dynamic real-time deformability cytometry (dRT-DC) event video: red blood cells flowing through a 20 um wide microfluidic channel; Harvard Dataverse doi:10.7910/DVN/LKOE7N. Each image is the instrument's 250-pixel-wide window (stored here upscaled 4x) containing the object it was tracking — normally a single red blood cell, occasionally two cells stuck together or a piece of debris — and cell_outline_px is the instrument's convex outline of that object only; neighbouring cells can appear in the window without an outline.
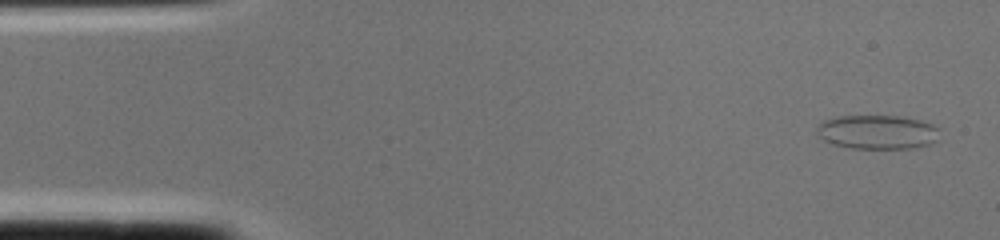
{"species": "common noctule bat (a hibernating species)", "species_latin": "Nyctalus noctula", "temperature_condition": "cold", "stored_images_in_passage": 2, "camera_frame_rate_fps": 3000, "um_per_image_px": 0.085, "animal": {"sex": "female", "body_mass_g": 22.0, "forearm_length_mm": 56.7}, "frame": {"image": 1, "passage_image": 1, "time_ms": 0.0, "image_size_px": [1000, 240], "cell_outline_px": [[940, 128], [936, 140], [928, 144], [912, 148], [852, 148], [832, 144], [824, 140], [816, 132], [816, 128], [824, 120], [840, 116], [900, 116], [920, 120], [932, 124]], "centroid_in_image_um": [74.58, 11.22], "position_along_channel_um": 10.4, "area_um2": 24.28}}
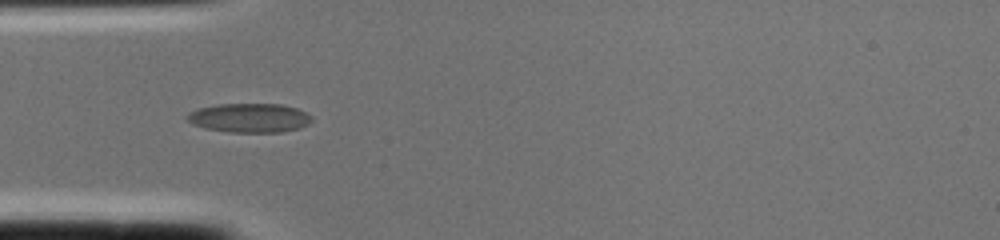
{"frame": {"image": 2, "passage_image": 2, "time_ms": 0.333, "image_size_px": [1000, 240], "cell_outline_px": [[312, 120], [308, 124], [300, 128], [280, 132], [228, 132], [204, 128], [192, 124], [184, 120], [184, 116], [188, 112], [196, 108], [216, 104], [280, 104], [296, 108], [308, 112], [312, 116]], "centroid_in_image_um": [21.15, 10.01], "position_along_channel_um": 63.9, "area_um2": 21.56}}